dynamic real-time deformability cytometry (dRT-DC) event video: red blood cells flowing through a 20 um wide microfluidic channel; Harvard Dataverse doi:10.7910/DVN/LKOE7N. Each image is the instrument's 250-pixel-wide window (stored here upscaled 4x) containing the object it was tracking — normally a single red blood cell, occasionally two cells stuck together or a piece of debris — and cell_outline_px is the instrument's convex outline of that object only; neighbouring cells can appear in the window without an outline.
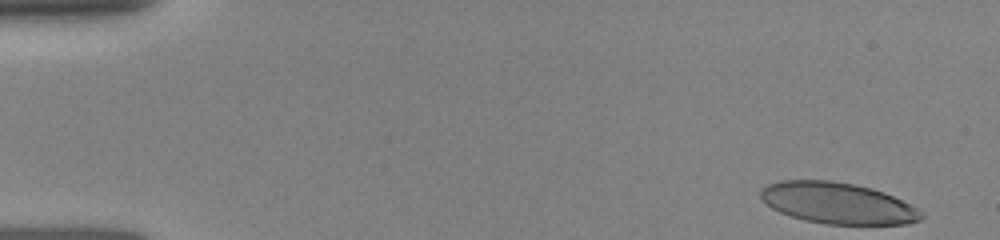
{"species": "human", "species_latin": "Homo sapiens", "temperature_condition": "room temperature", "stored_images_in_passage": 12, "camera_frame_rate_fps": 3000, "um_per_image_px": 0.085, "donor": {"sex": "female"}, "frame": {"image": 1, "passage_image": 1, "time_ms": 0.0, "image_size_px": [1000, 240], "cell_outline_px": [[924, 216], [920, 220], [908, 224], [824, 224], [804, 220], [780, 212], [772, 208], [760, 196], [760, 188], [768, 184], [780, 180], [832, 180], [856, 184], [872, 188], [884, 192], [912, 204], [924, 212]], "centroid_in_image_um": [71.24, 17.26], "position_along_channel_um": 13.8, "area_um2": 38.9}}
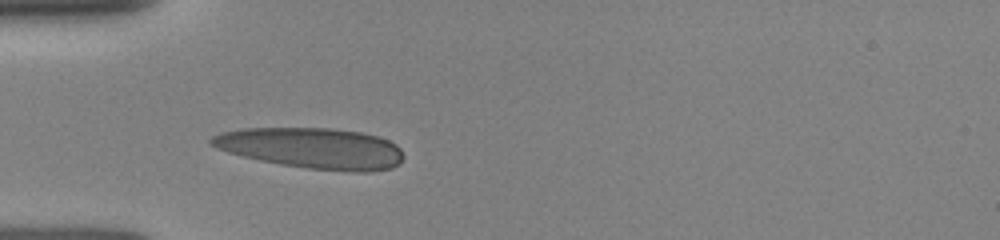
{"frame": {"image": 2, "passage_image": 9, "time_ms": 4.0, "image_size_px": [1000, 240], "cell_outline_px": [[404, 156], [400, 164], [392, 168], [372, 172], [352, 172], [308, 168], [280, 164], [260, 160], [228, 152], [216, 148], [208, 144], [208, 140], [212, 136], [220, 132], [244, 128], [332, 128], [360, 132], [376, 136], [388, 140], [396, 144], [400, 148]], "centroid_in_image_um": [26.53, 12.6], "position_along_channel_um": 58.5, "area_um2": 45.95}}
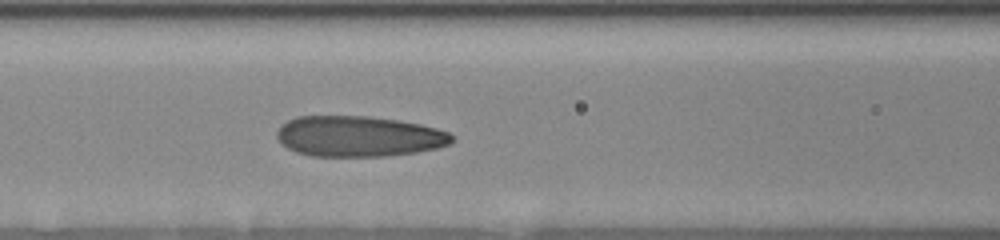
{"frame": {"image": 3, "passage_image": 12, "time_ms": 6.0, "image_size_px": [1000, 240], "cell_outline_px": [[452, 140], [448, 144], [436, 148], [416, 152], [384, 156], [312, 156], [296, 152], [280, 144], [276, 136], [276, 132], [288, 120], [296, 116], [368, 116], [396, 120], [420, 124], [436, 128], [448, 132], [452, 136]], "centroid_in_image_um": [30.44, 11.59], "position_along_channel_um": 136.2, "area_um2": 41.33}}